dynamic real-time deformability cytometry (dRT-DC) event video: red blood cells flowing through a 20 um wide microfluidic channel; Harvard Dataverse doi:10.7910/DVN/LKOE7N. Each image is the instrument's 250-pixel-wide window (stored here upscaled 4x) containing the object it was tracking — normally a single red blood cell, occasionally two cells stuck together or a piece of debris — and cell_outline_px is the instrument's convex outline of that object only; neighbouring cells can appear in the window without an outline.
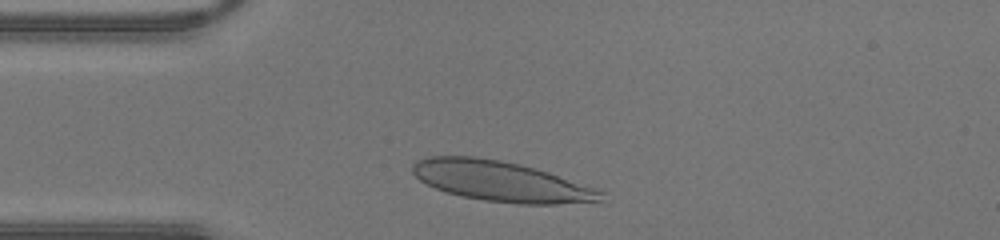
{"species": "human", "species_latin": "Homo sapiens", "temperature_condition": "warm", "stored_images_in_passage": 26, "camera_frame_rate_fps": 3000, "um_per_image_px": 0.085, "donor": {"sex": "male"}, "frame": {"image": 1, "passage_image": 3, "time_ms": 0.667, "image_size_px": [1000, 240], "cell_outline_px": [[604, 192], [600, 200], [556, 204], [516, 204], [484, 200], [464, 196], [448, 192], [436, 188], [420, 180], [412, 172], [412, 164], [416, 160], [428, 156], [476, 156], [500, 160], [520, 164], [548, 172], [596, 188]], "centroid_in_image_um": [42.55, 15.39], "position_along_channel_um": 42.5, "area_um2": 43.81}}
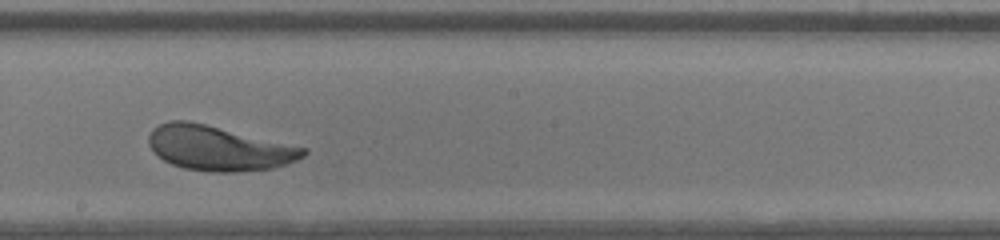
{"frame": {"image": 2, "passage_image": 16, "time_ms": 5.0, "image_size_px": [1000, 240], "cell_outline_px": [[308, 152], [304, 156], [288, 164], [272, 168], [236, 172], [212, 172], [184, 168], [172, 164], [164, 160], [148, 144], [148, 136], [152, 128], [168, 120], [188, 120], [308, 148]], "centroid_in_image_um": [18.6, 12.59], "position_along_channel_um": 229.6, "area_um2": 40.23}}
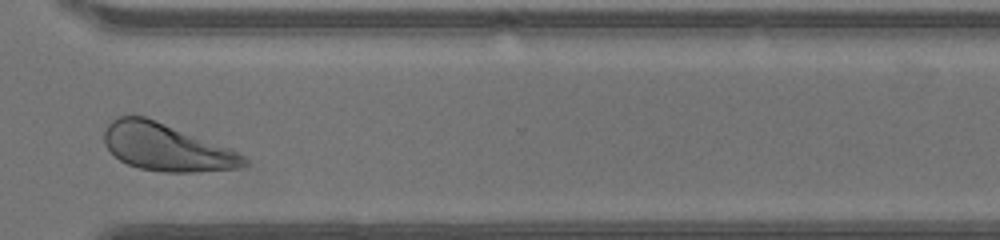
{"frame": {"image": 3, "passage_image": 24, "time_ms": 7.667, "image_size_px": [1000, 240], "cell_outline_px": [[248, 164], [240, 168], [200, 172], [164, 172], [140, 168], [128, 164], [120, 160], [104, 144], [104, 132], [108, 124], [112, 120], [120, 116], [144, 116], [232, 148], [244, 156], [248, 160]], "centroid_in_image_um": [14.19, 12.53], "position_along_channel_um": 356.4, "area_um2": 38.44}}